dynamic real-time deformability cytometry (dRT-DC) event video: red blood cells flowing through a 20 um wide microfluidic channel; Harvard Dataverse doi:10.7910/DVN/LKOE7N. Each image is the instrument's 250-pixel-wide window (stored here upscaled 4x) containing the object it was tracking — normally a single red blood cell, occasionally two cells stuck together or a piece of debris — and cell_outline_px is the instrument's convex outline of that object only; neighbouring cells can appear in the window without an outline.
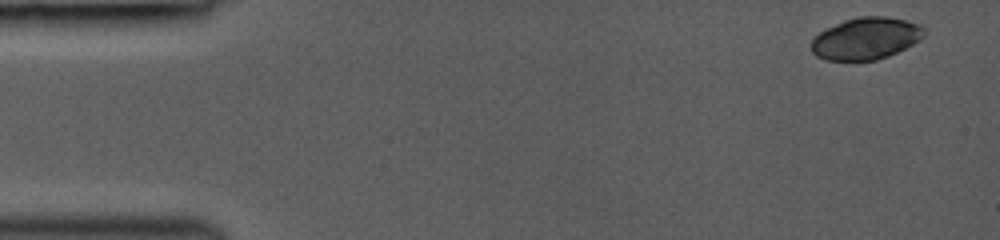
{"species": "common noctule bat (a hibernating species)", "species_latin": "Nyctalus noctula", "temperature_condition": "room temperature", "stored_images_in_passage": 7, "camera_frame_rate_fps": 3000, "um_per_image_px": 0.085, "animal": {"sex": "female", "body_mass_g": 19.0, "forearm_length_mm": 53.3}, "frame": {"image": 1, "passage_image": 1, "time_ms": 0.0, "image_size_px": [1000, 240], "cell_outline_px": [[924, 36], [920, 40], [888, 56], [876, 60], [824, 60], [816, 56], [812, 52], [812, 40], [820, 32], [844, 20], [860, 16], [888, 16], [920, 24], [924, 28]], "centroid_in_image_um": [73.61, 3.27], "position_along_channel_um": 11.4, "area_um2": 27.4}}